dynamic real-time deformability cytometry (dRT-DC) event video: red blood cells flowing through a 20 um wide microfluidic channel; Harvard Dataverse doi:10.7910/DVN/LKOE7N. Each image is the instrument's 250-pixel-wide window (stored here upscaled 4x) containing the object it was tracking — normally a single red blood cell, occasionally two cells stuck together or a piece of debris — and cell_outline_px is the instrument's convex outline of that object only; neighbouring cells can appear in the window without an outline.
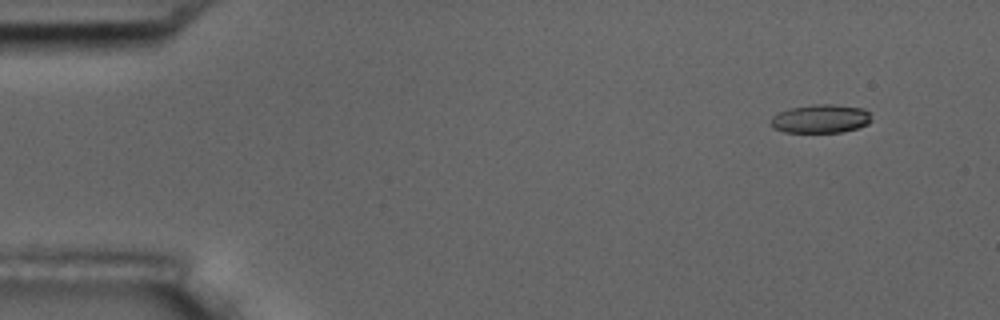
{"species": "common noctule bat (a hibernating species)", "species_latin": "Nyctalus noctula", "temperature_condition": "room temperature", "stored_images_in_passage": 5, "camera_frame_rate_fps": 3000, "um_per_image_px": 0.085, "animal": {"sex": "male", "body_mass_g": 17.5, "forearm_length_mm": 52.3}, "frame": {"image": 1, "passage_image": 1, "time_ms": 0.0, "image_size_px": [1000, 320], "cell_outline_px": [[872, 120], [868, 124], [844, 132], [784, 132], [772, 128], [768, 124], [772, 116], [780, 112], [792, 108], [816, 104], [832, 104], [864, 108], [868, 112]], "centroid_in_image_um": [69.74, 10.1], "position_along_channel_um": 15.3, "area_um2": 16.82}}
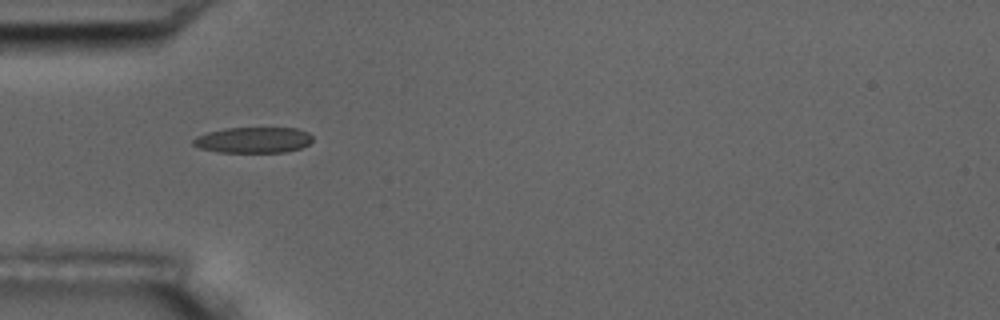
{"frame": {"image": 2, "passage_image": 4, "time_ms": 4.333, "image_size_px": [1000, 320], "cell_outline_px": [[312, 140], [308, 144], [300, 148], [284, 152], [216, 152], [200, 148], [192, 144], [192, 140], [196, 136], [208, 132], [224, 128], [296, 128], [308, 132], [312, 136]], "centroid_in_image_um": [21.51, 11.9], "position_along_channel_um": 63.5, "area_um2": 17.98}}